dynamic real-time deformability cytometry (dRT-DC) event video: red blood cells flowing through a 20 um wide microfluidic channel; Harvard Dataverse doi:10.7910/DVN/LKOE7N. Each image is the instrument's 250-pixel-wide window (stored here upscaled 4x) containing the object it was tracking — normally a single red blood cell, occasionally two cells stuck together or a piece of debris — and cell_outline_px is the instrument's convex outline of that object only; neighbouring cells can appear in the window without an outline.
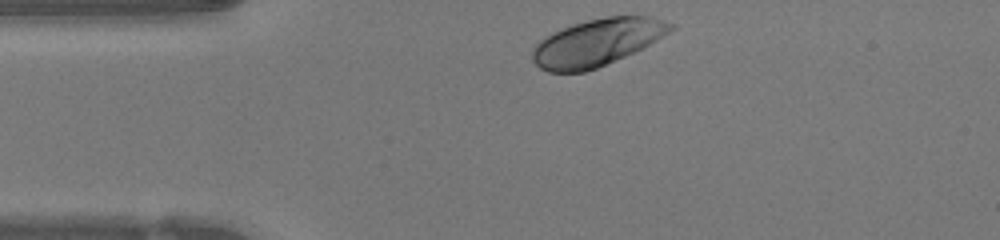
{"species": "human", "species_latin": "Homo sapiens", "temperature_condition": "warm", "stored_images_in_passage": 39, "camera_frame_rate_fps": 3000, "um_per_image_px": 0.085, "donor": {"sex": "female"}, "frame": {"image": 1, "passage_image": 1, "time_ms": 0.0, "image_size_px": [1000, 240], "cell_outline_px": [[676, 28], [656, 40], [624, 56], [596, 68], [584, 72], [548, 72], [540, 68], [532, 60], [532, 48], [540, 40], [552, 32], [572, 24], [588, 20], [608, 16], [648, 16], [664, 20], [676, 24]], "centroid_in_image_um": [50.73, 3.6], "position_along_channel_um": 34.3, "area_um2": 37.63}}
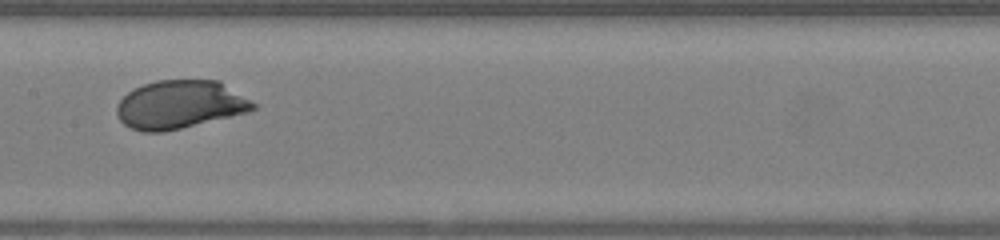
{"frame": {"image": 2, "passage_image": 15, "time_ms": 4.667, "image_size_px": [1000, 240], "cell_outline_px": [[256, 108], [248, 112], [164, 132], [144, 132], [132, 128], [124, 124], [120, 120], [116, 112], [116, 108], [120, 100], [128, 92], [144, 84], [156, 80], [220, 80], [256, 104]], "centroid_in_image_um": [15.29, 8.88], "position_along_channel_um": 192.1, "area_um2": 38.15}}
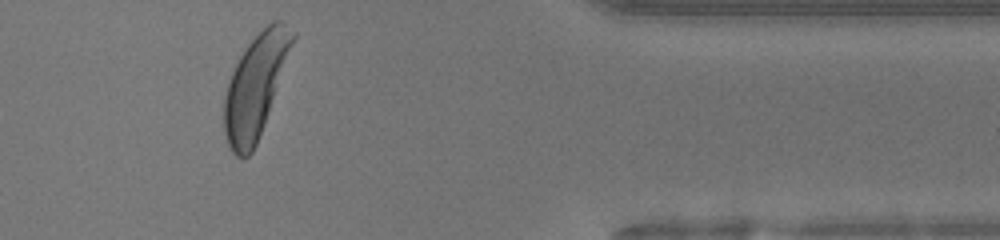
{"frame": {"image": 3, "passage_image": 31, "time_ms": 10.0, "image_size_px": [1000, 240], "cell_outline_px": [[296, 36], [268, 112], [256, 144], [252, 152], [248, 156], [236, 156], [232, 152], [228, 144], [224, 132], [224, 96], [232, 72], [240, 56], [248, 44], [272, 20], [284, 20], [296, 32]], "centroid_in_image_um": [21.72, 7.28], "position_along_channel_um": 389.7, "area_um2": 40.06}, "authors_computed_cell_mechanics": {"area_um2": 38.3214, "velocity_mm_per_s": 4.2134, "shape_relaxation_time_tau1_ms": 3.5541, "shape_relaxation_time_tau2_ms": null, "deformation_change_tau1": 0.1781, "deformation_change_tau2": null}}